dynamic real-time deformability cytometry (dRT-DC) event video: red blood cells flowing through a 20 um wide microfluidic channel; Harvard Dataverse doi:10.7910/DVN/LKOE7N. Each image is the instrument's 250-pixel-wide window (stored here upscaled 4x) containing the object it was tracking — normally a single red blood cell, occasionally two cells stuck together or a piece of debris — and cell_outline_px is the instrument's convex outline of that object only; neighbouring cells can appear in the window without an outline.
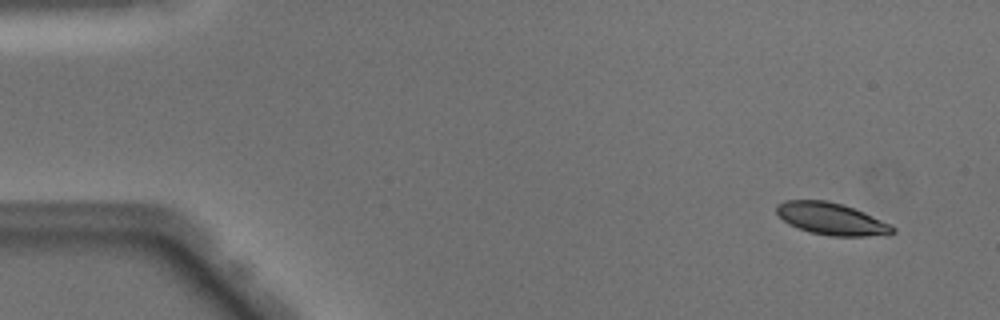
{"species": "Egyptian fruit bat (a non-hibernating species)", "species_latin": "Rousettus aegyptiacus", "temperature_condition": "warm", "stored_images_in_passage": 51, "camera_frame_rate_fps": 3000, "um_per_image_px": 0.085, "animal": {"sex": "male"}, "frame": {"image": 1, "passage_image": 4, "time_ms": 1.0, "image_size_px": [1000, 320], "cell_outline_px": [[896, 232], [888, 236], [828, 236], [808, 232], [788, 224], [776, 212], [776, 204], [784, 200], [828, 200], [864, 212], [892, 224], [896, 228]], "centroid_in_image_um": [70.71, 18.62], "position_along_channel_um": 14.3, "area_um2": 22.02}}
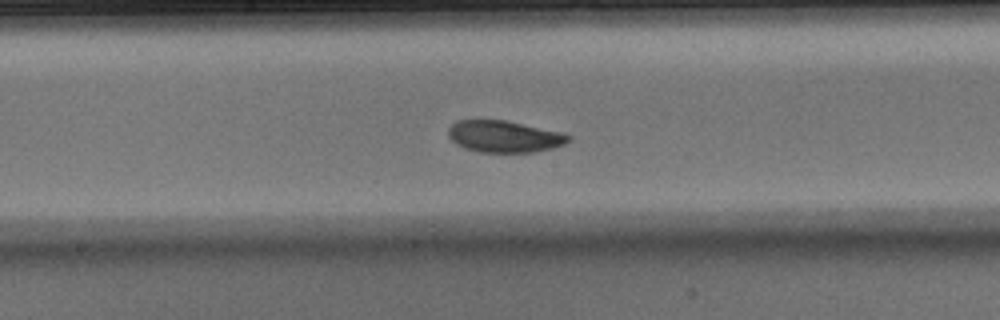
{"frame": {"image": 2, "passage_image": 27, "time_ms": 8.667, "image_size_px": [1000, 320], "cell_outline_px": [[572, 136], [564, 144], [552, 148], [532, 152], [480, 152], [464, 148], [456, 144], [448, 136], [448, 128], [456, 120], [508, 120], [564, 132]], "centroid_in_image_um": [42.87, 11.59], "position_along_channel_um": 205.3, "area_um2": 22.43}}
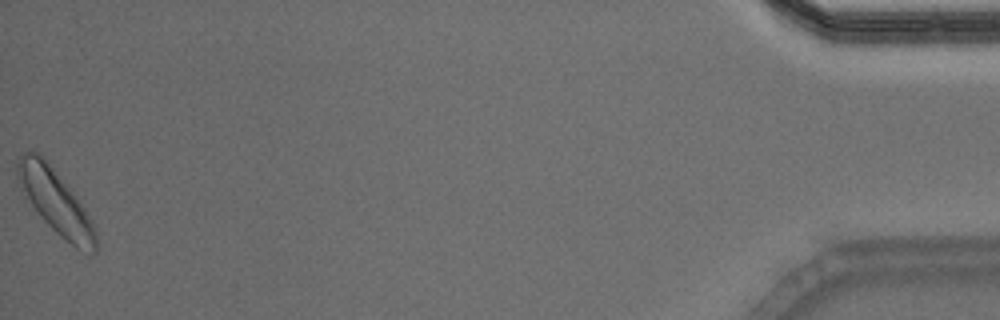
{"frame": {"image": 3, "passage_image": 51, "time_ms": 16.667, "image_size_px": [1000, 320], "cell_outline_px": [[96, 252], [92, 252], [76, 248], [64, 240], [24, 200], [16, 176], [16, 160], [24, 152], [36, 152], [44, 156], [68, 184], [84, 208], [96, 232]], "centroid_in_image_um": [4.65, 17.08], "position_along_channel_um": 430.6, "area_um2": 29.48}, "authors_computed_cell_mechanics": {"area_um2": 22.6576, "velocity_mm_per_s": 4.0108, "shape_relaxation_time_tau1_ms": 2.389, "shape_relaxation_time_tau2_ms": 4.2106, "deformation_change_tau1": 0.1038, "deformation_change_tau2": 0.0882}}